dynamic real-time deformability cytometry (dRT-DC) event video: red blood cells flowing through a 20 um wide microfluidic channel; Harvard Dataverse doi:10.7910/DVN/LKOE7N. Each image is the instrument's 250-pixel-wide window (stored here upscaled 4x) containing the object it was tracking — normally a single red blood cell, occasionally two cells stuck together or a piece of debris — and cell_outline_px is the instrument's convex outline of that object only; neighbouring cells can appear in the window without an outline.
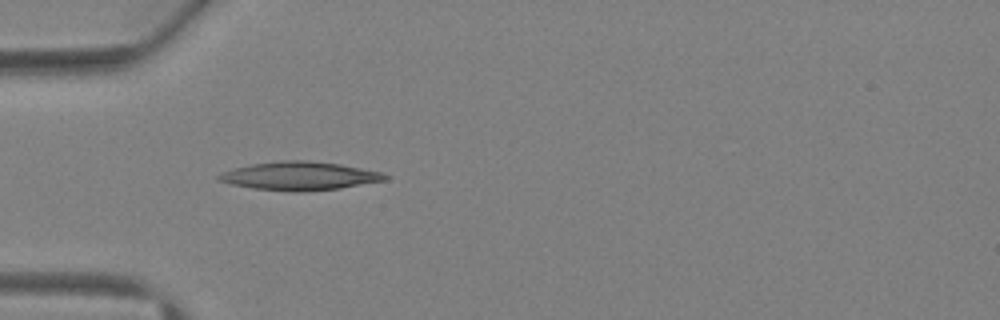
{"species": "Egyptian fruit bat (a non-hibernating species)", "species_latin": "Rousettus aegyptiacus", "temperature_condition": "warm", "stored_images_in_passage": 2, "camera_frame_rate_fps": 3000, "um_per_image_px": 0.085, "animal": {"sex": "female"}, "frame": {"image": 1, "passage_image": 2, "time_ms": 1.333, "image_size_px": [1000, 320], "cell_outline_px": [[392, 176], [388, 180], [340, 188], [300, 192], [292, 192], [252, 188], [232, 184], [216, 180], [216, 176], [220, 172], [252, 164], [280, 160], [308, 160], [340, 164], [384, 172]], "centroid_in_image_um": [25.51, 14.95], "position_along_channel_um": 59.5, "area_um2": 27.86}}